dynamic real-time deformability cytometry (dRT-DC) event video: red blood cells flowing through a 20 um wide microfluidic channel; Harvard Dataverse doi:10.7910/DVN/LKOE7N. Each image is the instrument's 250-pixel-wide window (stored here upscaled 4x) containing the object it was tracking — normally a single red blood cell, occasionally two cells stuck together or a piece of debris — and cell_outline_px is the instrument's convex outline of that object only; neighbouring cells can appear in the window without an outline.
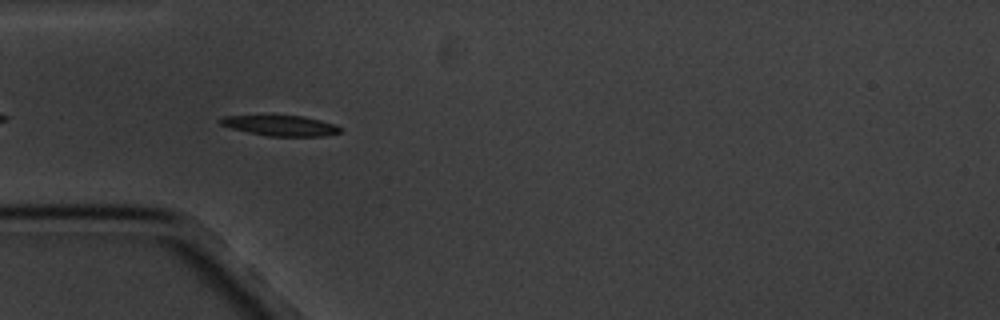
{"species": "common noctule bat (a hibernating species)", "species_latin": "Nyctalus noctula", "temperature_condition": "cold", "stored_images_in_passage": 6, "camera_frame_rate_fps": 3000, "um_per_image_px": 0.085, "animal": {"sex": "male", "body_mass_g": 20.1, "forearm_length_mm": 53.5}, "frame": {"image": 1, "passage_image": 5, "time_ms": 4.667, "image_size_px": [1000, 320], "cell_outline_px": [[344, 128], [340, 132], [324, 136], [268, 136], [248, 132], [232, 128], [220, 124], [216, 120], [224, 116], [304, 116], [336, 124]], "centroid_in_image_um": [23.89, 10.68], "position_along_channel_um": 61.1, "area_um2": 14.22}}
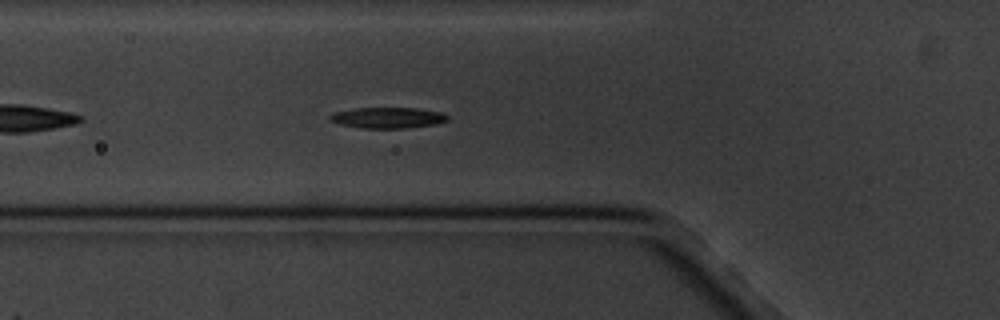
{"frame": {"image": 2, "passage_image": 6, "time_ms": 5.667, "image_size_px": [1000, 320], "cell_outline_px": [[448, 120], [436, 124], [408, 128], [360, 128], [340, 124], [328, 120], [328, 116], [336, 112], [356, 108], [416, 108], [440, 112], [448, 116]], "centroid_in_image_um": [32.95, 10.01], "position_along_channel_um": 92.9, "area_um2": 14.28}}